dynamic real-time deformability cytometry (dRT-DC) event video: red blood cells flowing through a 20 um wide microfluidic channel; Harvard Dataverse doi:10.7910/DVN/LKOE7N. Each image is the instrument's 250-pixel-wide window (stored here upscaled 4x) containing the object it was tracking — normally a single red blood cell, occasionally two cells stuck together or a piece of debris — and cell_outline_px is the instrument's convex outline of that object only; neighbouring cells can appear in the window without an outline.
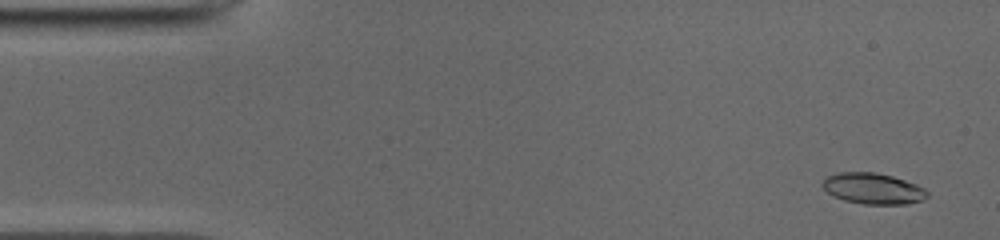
{"species": "common noctule bat (a hibernating species)", "species_latin": "Nyctalus noctula", "temperature_condition": "cold", "stored_images_in_passage": 51, "camera_frame_rate_fps": 3000, "um_per_image_px": 0.085, "animal": {"sex": "male", "body_mass_g": 19.0, "forearm_length_mm": 50.8}, "frame": {"image": 1, "passage_image": 3, "time_ms": 0.667, "image_size_px": [1000, 240], "cell_outline_px": [[928, 196], [920, 200], [908, 204], [864, 204], [844, 200], [832, 196], [820, 184], [828, 176], [840, 172], [876, 172], [892, 176], [916, 184], [924, 188], [928, 192]], "centroid_in_image_um": [74.2, 16.03], "position_along_channel_um": 10.8, "area_um2": 18.84}}
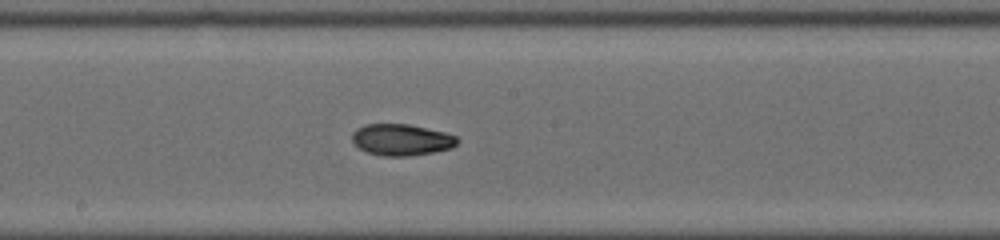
{"frame": {"image": 2, "passage_image": 27, "time_ms": 8.667, "image_size_px": [1000, 240], "cell_outline_px": [[460, 140], [452, 148], [432, 152], [408, 156], [380, 156], [368, 152], [360, 148], [352, 140], [352, 132], [356, 128], [364, 124], [408, 124], [444, 132], [456, 136]], "centroid_in_image_um": [34.11, 11.87], "position_along_channel_um": 214.1, "area_um2": 19.25}}
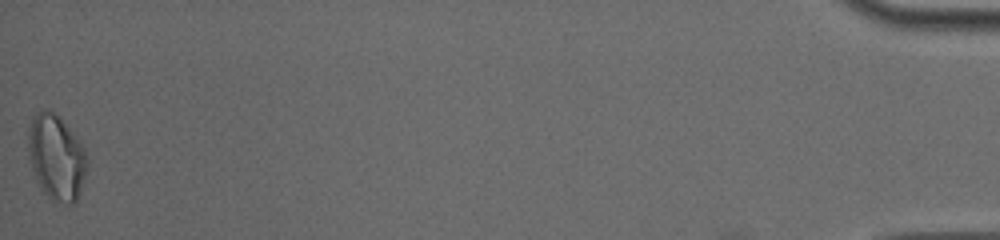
{"frame": {"image": 3, "passage_image": 51, "time_ms": 16.667, "image_size_px": [1000, 240], "cell_outline_px": [[88, 164], [80, 192], [76, 200], [72, 204], [64, 204], [52, 200], [44, 192], [28, 160], [28, 132], [32, 120], [36, 112], [40, 108], [44, 108], [60, 116], [80, 140], [88, 156]], "centroid_in_image_um": [4.81, 13.34], "position_along_channel_um": 430.4, "area_um2": 29.48}, "authors_computed_cell_mechanics": {"area_um2": 19.363, "velocity_mm_per_s": 3.9495, "shape_relaxation_time_tau1_ms": 7.7899, "shape_relaxation_time_tau2_ms": 3.7307, "deformation_change_tau1": 0.2547, "deformation_change_tau2": 0.0785}}